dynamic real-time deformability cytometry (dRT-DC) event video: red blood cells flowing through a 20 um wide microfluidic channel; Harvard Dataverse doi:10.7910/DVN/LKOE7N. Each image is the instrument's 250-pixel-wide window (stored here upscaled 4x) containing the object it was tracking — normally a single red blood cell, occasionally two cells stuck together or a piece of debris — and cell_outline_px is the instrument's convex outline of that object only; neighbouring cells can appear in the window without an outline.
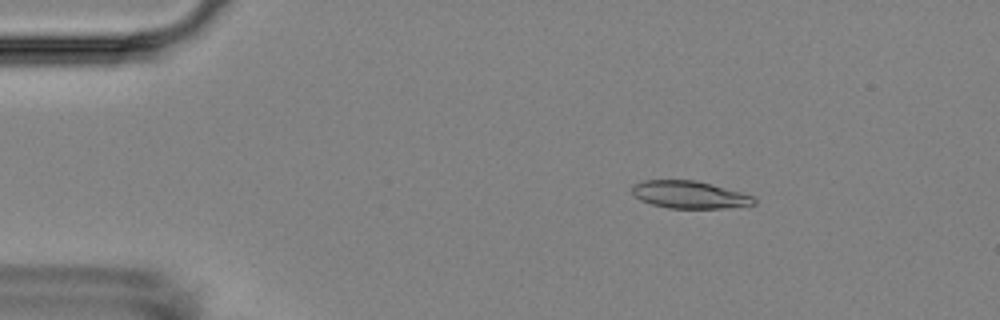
{"species": "Egyptian fruit bat (a non-hibernating species)", "species_latin": "Rousettus aegyptiacus", "temperature_condition": "room temperature", "stored_images_in_passage": 6, "camera_frame_rate_fps": 3000, "um_per_image_px": 0.085, "animal": {"sex": "female"}, "frame": {"image": 1, "passage_image": 3, "time_ms": 2.333, "image_size_px": [1000, 320], "cell_outline_px": [[756, 204], [724, 208], [668, 208], [652, 204], [640, 200], [632, 192], [632, 184], [644, 180], [696, 180], [712, 184], [756, 196]], "centroid_in_image_um": [58.63, 16.54], "position_along_channel_um": 26.4, "area_um2": 19.59}}